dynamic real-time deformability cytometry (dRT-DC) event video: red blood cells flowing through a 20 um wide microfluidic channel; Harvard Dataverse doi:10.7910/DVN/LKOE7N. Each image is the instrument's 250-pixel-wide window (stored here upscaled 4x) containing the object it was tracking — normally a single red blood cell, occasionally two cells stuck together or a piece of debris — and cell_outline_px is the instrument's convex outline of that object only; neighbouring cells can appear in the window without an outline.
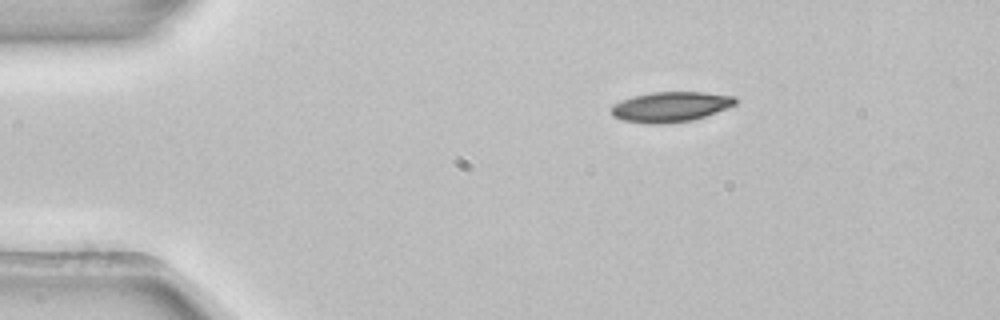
{"species": "common noctule bat (a hibernating species)", "species_latin": "Nyctalus noctula", "temperature_condition": "room temperature", "stored_images_in_passage": 2, "camera_frame_rate_fps": 3000, "um_per_image_px": 0.085, "animal": {"sex": "female", "body_mass_g": 22.7, "forearm_length_mm": 54.2}, "frame": {"image": 1, "passage_image": 1, "time_ms": 0.0, "image_size_px": [1000, 320], "cell_outline_px": [[736, 104], [728, 108], [692, 120], [660, 124], [648, 124], [624, 120], [612, 116], [612, 104], [632, 96], [652, 92], [704, 92], [736, 96]], "centroid_in_image_um": [57.0, 9.07], "position_along_channel_um": 28.0, "area_um2": 21.79}}
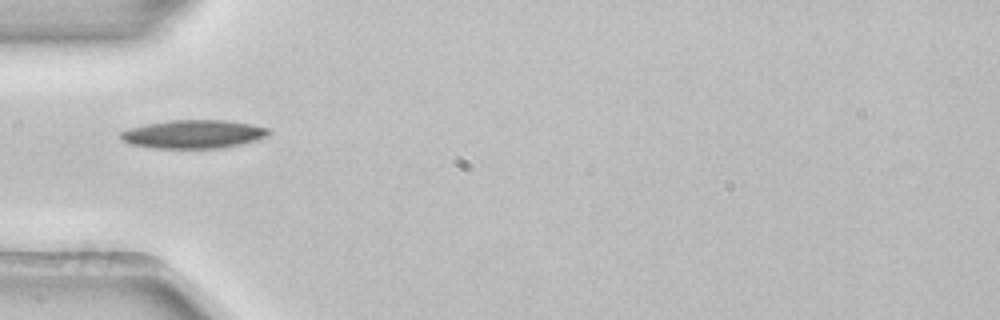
{"frame": {"image": 2, "passage_image": 2, "time_ms": 0.333, "image_size_px": [1000, 320], "cell_outline_px": [[272, 132], [268, 136], [256, 140], [240, 144], [220, 148], [156, 148], [132, 144], [120, 140], [120, 132], [132, 128], [148, 124], [172, 120], [224, 120], [252, 124], [268, 128]], "centroid_in_image_um": [16.49, 11.4], "position_along_channel_um": 68.5, "area_um2": 24.33}}